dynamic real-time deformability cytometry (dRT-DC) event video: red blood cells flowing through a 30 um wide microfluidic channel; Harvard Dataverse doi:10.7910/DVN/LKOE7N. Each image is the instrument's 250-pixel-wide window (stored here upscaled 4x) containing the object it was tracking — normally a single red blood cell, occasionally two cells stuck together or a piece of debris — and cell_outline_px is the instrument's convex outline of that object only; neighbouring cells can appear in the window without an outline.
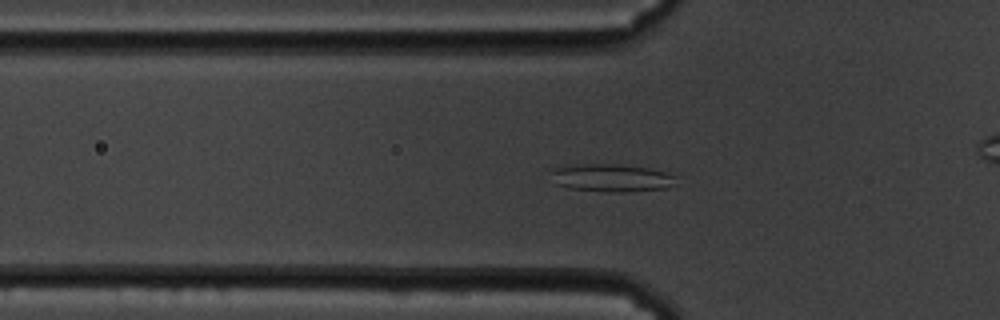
{"species": "common noctule bat (a hibernating species)", "species_latin": "Nyctalus noctula", "temperature_condition": "cold", "stored_images_in_passage": 50, "camera_frame_rate_fps": 3000, "um_per_image_px": 0.085, "animal": {"sex": "male", "body_mass_g": 19.5, "forearm_length_mm": 54.6}, "frame": {"image": 1, "passage_image": 10, "time_ms": 3.0, "image_size_px": [1000, 320], "cell_outline_px": [[676, 184], [668, 188], [628, 192], [604, 192], [568, 188], [552, 184], [548, 172], [552, 168], [572, 164], [616, 164], [648, 168], [664, 172], [676, 176]], "centroid_in_image_um": [51.88, 15.13], "position_along_channel_um": 73.9, "area_um2": 20.87}}
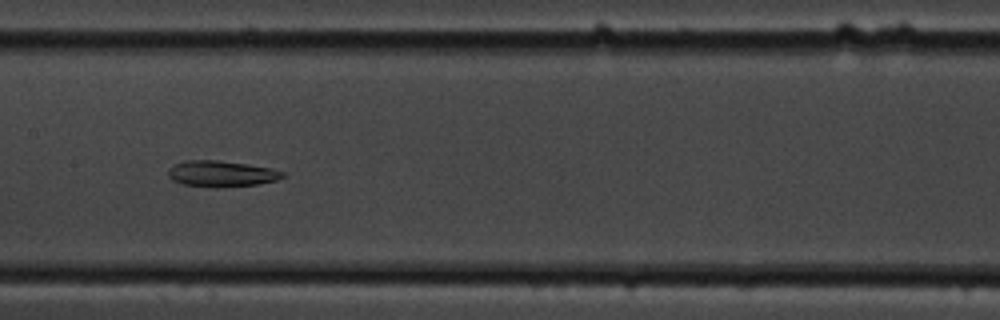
{"frame": {"image": 2, "passage_image": 20, "time_ms": 6.333, "image_size_px": [1000, 320], "cell_outline_px": [[288, 176], [276, 180], [256, 184], [216, 188], [184, 184], [172, 180], [168, 176], [168, 172], [176, 164], [184, 160], [216, 160], [248, 164], [272, 168], [288, 172]], "centroid_in_image_um": [18.9, 14.76], "position_along_channel_um": 188.5, "area_um2": 17.46}}
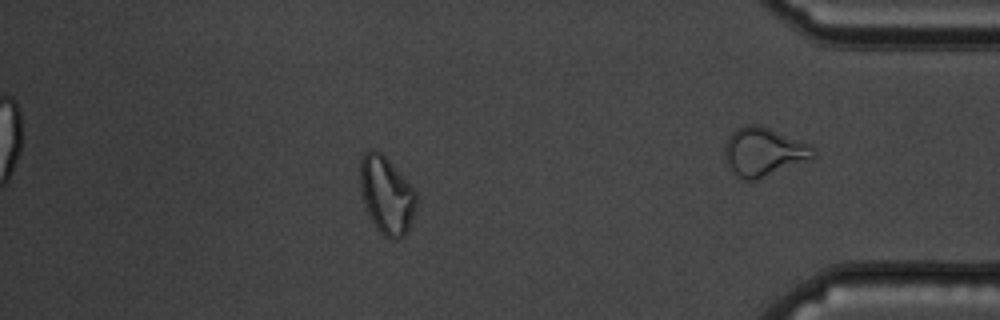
{"frame": {"image": 3, "passage_image": 42, "time_ms": 13.667, "image_size_px": [1000, 320], "cell_outline_px": [[416, 208], [412, 220], [404, 236], [396, 240], [392, 240], [384, 236], [376, 228], [364, 204], [360, 188], [360, 156], [364, 152], [372, 148], [376, 148], [392, 164], [416, 192]], "centroid_in_image_um": [32.83, 16.58], "position_along_channel_um": 402.4, "area_um2": 25.32}}